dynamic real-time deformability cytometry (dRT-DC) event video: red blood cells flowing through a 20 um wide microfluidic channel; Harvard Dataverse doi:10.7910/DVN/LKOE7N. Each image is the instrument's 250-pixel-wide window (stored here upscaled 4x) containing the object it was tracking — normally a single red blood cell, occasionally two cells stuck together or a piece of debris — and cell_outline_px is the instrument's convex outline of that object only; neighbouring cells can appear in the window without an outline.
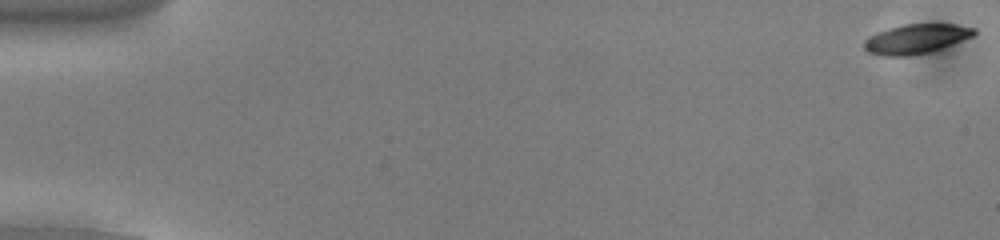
{"species": "common noctule bat (a hibernating species)", "species_latin": "Nyctalus noctula", "temperature_condition": "cold", "stored_images_in_passage": 54, "camera_frame_rate_fps": 3000, "um_per_image_px": 0.085, "animal": {"sex": "male", "body_mass_g": 13.0, "forearm_length_mm": 53.1}, "frame": {"image": 1, "passage_image": 1, "time_ms": 0.0, "image_size_px": [1000, 240], "cell_outline_px": [[976, 32], [972, 36], [932, 52], [912, 56], [884, 56], [868, 52], [864, 48], [864, 40], [876, 32], [888, 28], [904, 24], [956, 24], [976, 28]], "centroid_in_image_um": [77.85, 3.31], "position_along_channel_um": 7.1, "area_um2": 19.02}}
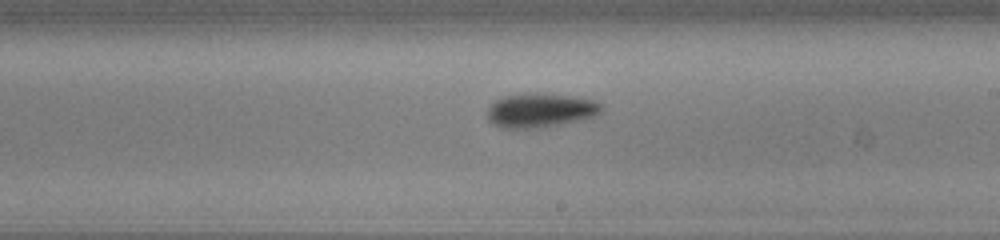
{"frame": {"image": 2, "passage_image": 32, "time_ms": 10.333, "image_size_px": [1000, 240], "cell_outline_px": [[604, 108], [600, 112], [592, 116], [580, 120], [540, 128], [504, 128], [492, 124], [488, 120], [488, 108], [496, 100], [504, 96], [532, 92], [536, 92], [572, 96], [592, 100], [600, 104]], "centroid_in_image_um": [45.91, 9.37], "position_along_channel_um": 243.1, "area_um2": 22.66}}
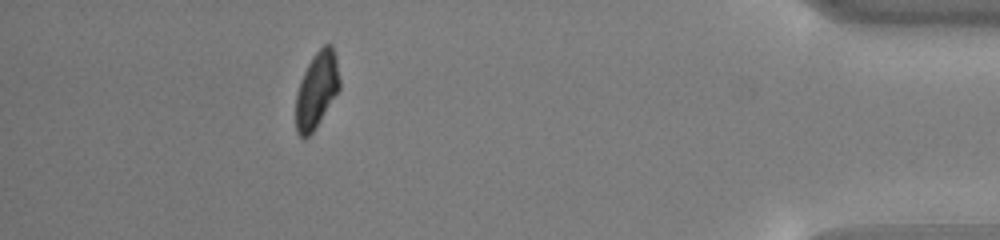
{"frame": {"image": 3, "passage_image": 49, "time_ms": 16.0, "image_size_px": [1000, 240], "cell_outline_px": [[340, 88], [312, 132], [304, 140], [296, 132], [296, 92], [300, 80], [312, 56], [324, 44], [332, 44], [336, 56], [340, 80]], "centroid_in_image_um": [26.91, 7.62], "position_along_channel_um": 408.3, "area_um2": 19.31}, "authors_computed_cell_mechanics": {"area_um2": 20.3456, "velocity_mm_per_s": 3.8315, "shape_relaxation_time_tau1_ms": 2.6145, "shape_relaxation_time_tau2_ms": null, "deformation_change_tau1": 0.0944, "deformation_change_tau2": null}}